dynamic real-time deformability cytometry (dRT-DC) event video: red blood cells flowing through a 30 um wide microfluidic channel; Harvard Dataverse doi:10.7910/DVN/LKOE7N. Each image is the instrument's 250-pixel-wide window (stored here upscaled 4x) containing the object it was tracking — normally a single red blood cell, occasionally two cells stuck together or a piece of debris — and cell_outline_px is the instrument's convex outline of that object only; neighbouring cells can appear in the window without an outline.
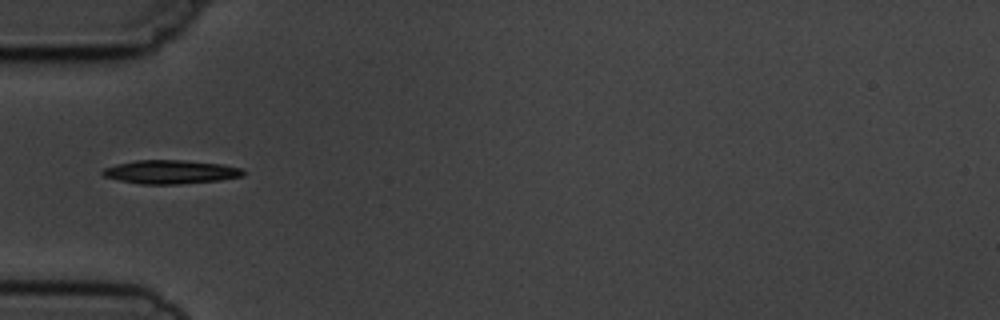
{"species": "common noctule bat (a hibernating species)", "species_latin": "Nyctalus noctula", "temperature_condition": "cold", "stored_images_in_passage": 7, "camera_frame_rate_fps": 3000, "um_per_image_px": 0.085, "animal": {"sex": "male", "body_mass_g": 19.5, "forearm_length_mm": 54.6}, "frame": {"image": 1, "passage_image": 4, "time_ms": 4.333, "image_size_px": [1000, 320], "cell_outline_px": [[244, 176], [220, 180], [180, 184], [140, 184], [120, 180], [104, 176], [100, 172], [104, 168], [116, 164], [136, 160], [184, 160], [224, 164], [240, 168], [244, 172]], "centroid_in_image_um": [14.51, 14.61], "position_along_channel_um": 70.5, "area_um2": 19.42}}
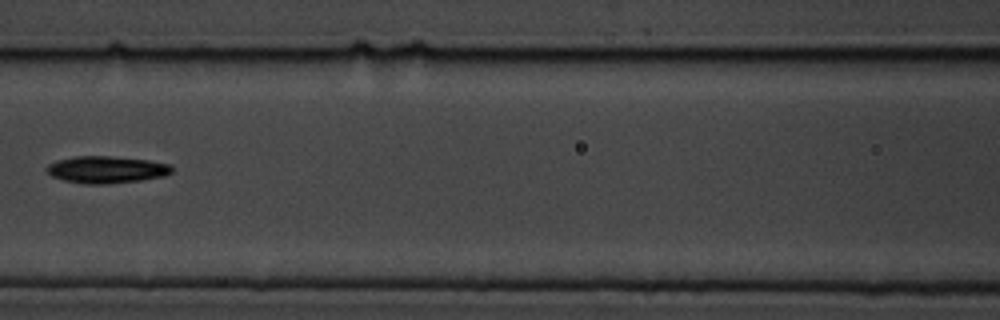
{"frame": {"image": 2, "passage_image": 6, "time_ms": 6.667, "image_size_px": [1000, 320], "cell_outline_px": [[172, 172], [164, 176], [140, 180], [104, 184], [84, 184], [64, 180], [52, 176], [48, 172], [48, 164], [56, 160], [76, 156], [108, 156], [148, 160], [168, 164], [172, 168]], "centroid_in_image_um": [9.03, 14.41], "position_along_channel_um": 157.6, "area_um2": 19.48}}
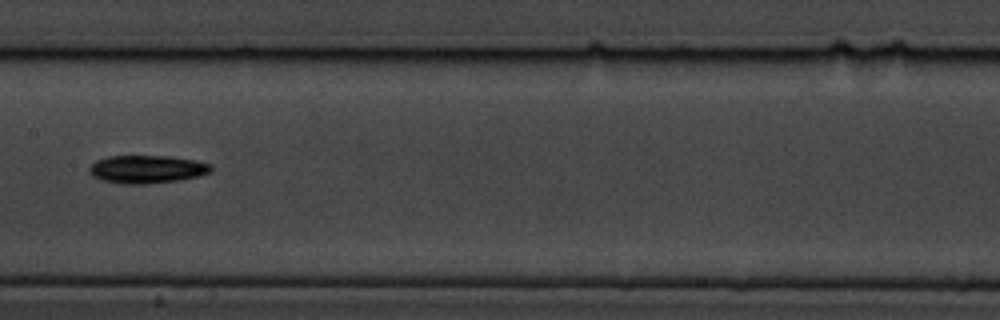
{"frame": {"image": 3, "passage_image": 7, "time_ms": 7.667, "image_size_px": [1000, 320], "cell_outline_px": [[212, 172], [180, 180], [144, 184], [120, 184], [104, 180], [92, 176], [88, 172], [88, 168], [96, 160], [108, 156], [168, 156], [196, 160], [212, 164]], "centroid_in_image_um": [12.48, 14.38], "position_along_channel_um": 194.9, "area_um2": 19.94}}